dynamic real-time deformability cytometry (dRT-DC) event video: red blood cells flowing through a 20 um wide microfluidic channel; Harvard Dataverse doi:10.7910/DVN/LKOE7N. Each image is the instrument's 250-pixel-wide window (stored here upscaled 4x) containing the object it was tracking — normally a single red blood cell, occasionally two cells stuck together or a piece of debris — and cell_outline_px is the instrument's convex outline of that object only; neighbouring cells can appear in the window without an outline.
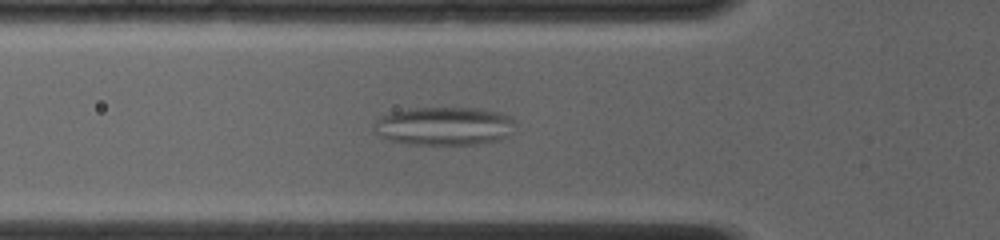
{"species": "common noctule bat (a hibernating species)", "species_latin": "Nyctalus noctula", "temperature_condition": "room temperature", "stored_images_in_passage": 58, "camera_frame_rate_fps": 4000, "um_per_image_px": 0.085, "animal": {"sex": "female", "body_mass_g": 19.0, "forearm_length_mm": 56.7}, "frame": {"image": 1, "passage_image": 20, "time_ms": 5.25, "image_size_px": [1000, 240], "cell_outline_px": [[516, 124], [512, 132], [508, 136], [500, 140], [476, 144], [408, 144], [392, 140], [380, 136], [376, 132], [376, 120], [380, 116], [388, 112], [416, 108], [476, 108], [504, 112], [512, 116]], "centroid_in_image_um": [37.84, 10.7], "position_along_channel_um": 88.0, "area_um2": 31.79}}
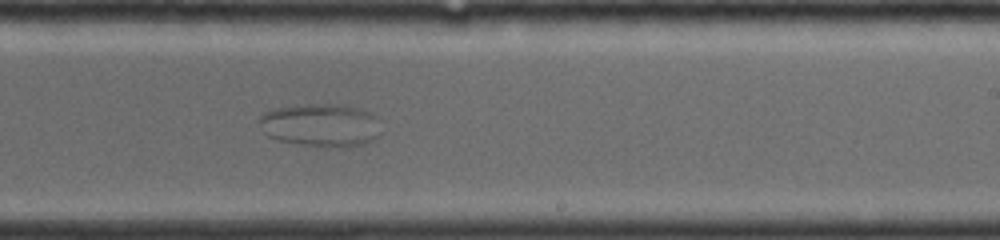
{"frame": {"image": 2, "passage_image": 37, "time_ms": 9.75, "image_size_px": [1000, 240], "cell_outline_px": [[380, 136], [364, 144], [340, 148], [304, 144], [280, 140], [268, 136], [264, 132], [260, 120], [260, 116], [276, 108], [308, 104], [340, 104], [356, 108], [368, 112], [376, 116]], "centroid_in_image_um": [27.31, 10.64], "position_along_channel_um": 261.7, "area_um2": 30.06}}
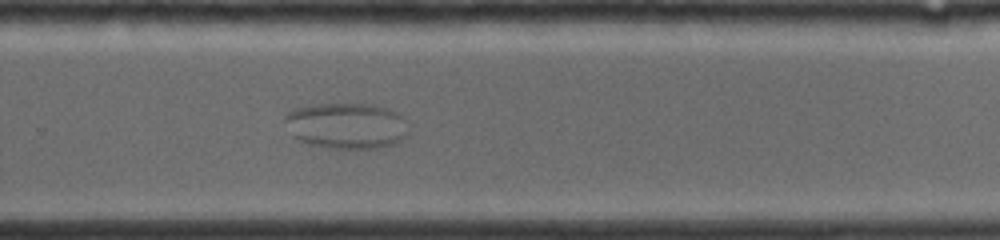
{"frame": {"image": 3, "passage_image": 41, "time_ms": 10.75, "image_size_px": [1000, 240], "cell_outline_px": [[408, 132], [400, 140], [392, 144], [380, 148], [332, 148], [308, 144], [292, 136], [284, 120], [284, 116], [288, 112], [296, 108], [308, 104], [372, 104], [388, 108], [396, 112], [400, 116], [408, 128]], "centroid_in_image_um": [29.41, 10.68], "position_along_channel_um": 300.4, "area_um2": 33.06}}